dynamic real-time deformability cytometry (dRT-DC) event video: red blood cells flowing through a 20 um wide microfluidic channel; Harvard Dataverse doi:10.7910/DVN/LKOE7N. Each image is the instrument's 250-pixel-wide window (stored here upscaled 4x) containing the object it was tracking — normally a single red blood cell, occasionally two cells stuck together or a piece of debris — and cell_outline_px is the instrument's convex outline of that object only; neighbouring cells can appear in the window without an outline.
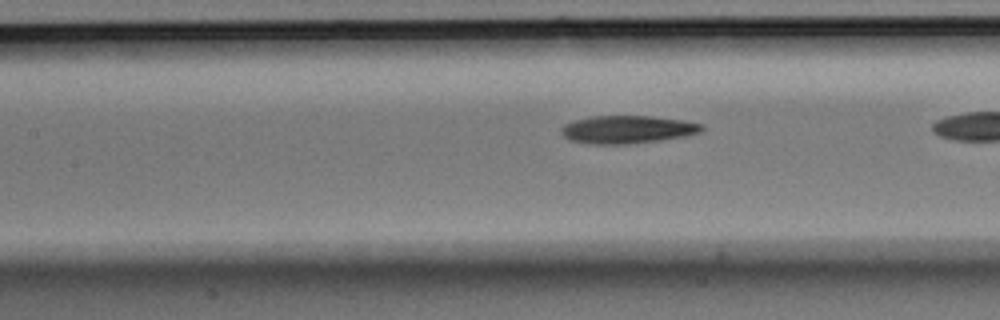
{"species": "Egyptian fruit bat (a non-hibernating species)", "species_latin": "Rousettus aegyptiacus", "temperature_condition": "room temperature", "stored_images_in_passage": 39, "camera_frame_rate_fps": 3000, "um_per_image_px": 0.085, "animal": {"sex": "male"}, "frame": {"image": 1, "passage_image": 21, "time_ms": 6.667, "image_size_px": [1000, 320], "cell_outline_px": [[704, 128], [700, 132], [684, 136], [660, 140], [628, 144], [592, 144], [572, 140], [564, 136], [560, 132], [560, 128], [564, 124], [576, 120], [592, 116], [652, 116], [684, 120], [704, 124]], "centroid_in_image_um": [53.34, 11.0], "position_along_channel_um": 154.1, "area_um2": 22.77}}
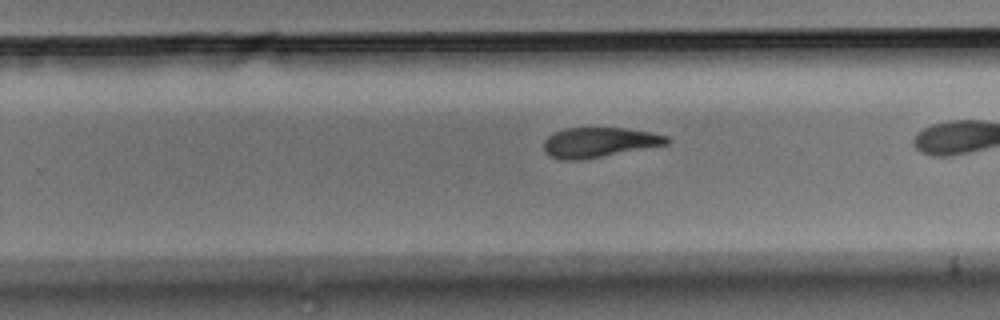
{"frame": {"image": 2, "passage_image": 31, "time_ms": 10.0, "image_size_px": [1000, 320], "cell_outline_px": [[672, 140], [668, 144], [580, 160], [564, 160], [552, 156], [544, 152], [544, 140], [552, 132], [564, 128], [624, 128], [652, 132], [668, 136]], "centroid_in_image_um": [50.93, 12.09], "position_along_channel_um": 278.9, "area_um2": 21.44}}